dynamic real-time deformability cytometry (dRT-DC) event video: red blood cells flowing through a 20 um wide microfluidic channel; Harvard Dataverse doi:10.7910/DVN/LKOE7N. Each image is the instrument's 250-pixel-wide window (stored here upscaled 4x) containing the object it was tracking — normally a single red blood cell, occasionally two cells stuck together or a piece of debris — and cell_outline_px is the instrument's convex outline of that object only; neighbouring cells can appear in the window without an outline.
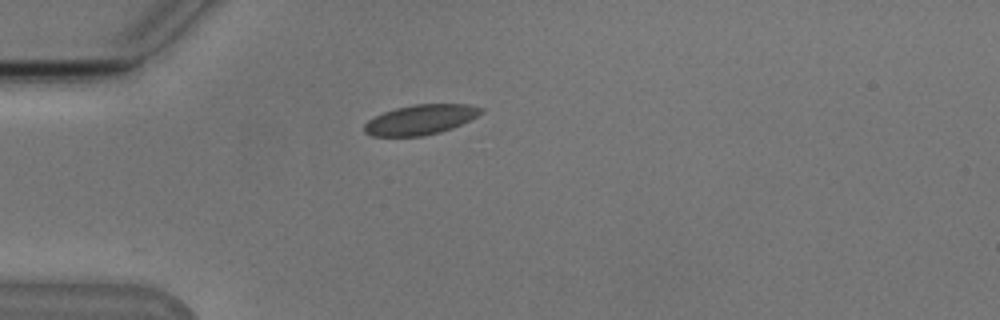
{"species": "Egyptian fruit bat (a non-hibernating species)", "species_latin": "Rousettus aegyptiacus", "temperature_condition": "cold", "stored_images_in_passage": 40, "camera_frame_rate_fps": 3000, "um_per_image_px": 0.085, "animal": {"sex": "male"}, "frame": {"image": 1, "passage_image": 1, "time_ms": 0.0, "image_size_px": [1000, 320], "cell_outline_px": [[484, 112], [452, 128], [440, 132], [420, 136], [372, 136], [364, 132], [364, 124], [368, 120], [384, 112], [396, 108], [412, 104], [468, 104], [484, 108]], "centroid_in_image_um": [35.74, 10.16], "position_along_channel_um": 49.3, "area_um2": 20.23}}
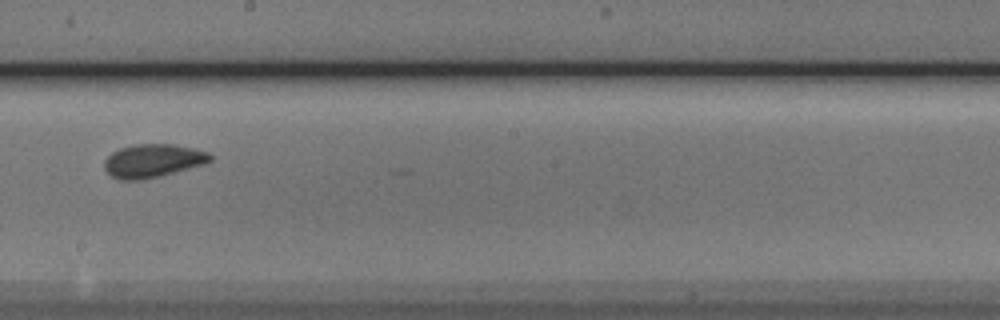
{"frame": {"image": 2, "passage_image": 17, "time_ms": 5.333, "image_size_px": [1000, 320], "cell_outline_px": [[212, 160], [204, 164], [160, 176], [144, 180], [120, 180], [112, 176], [104, 168], [104, 160], [112, 152], [120, 148], [136, 144], [172, 144], [196, 148], [208, 152], [212, 156]], "centroid_in_image_um": [13.0, 13.66], "position_along_channel_um": 235.2, "area_um2": 20.63}}
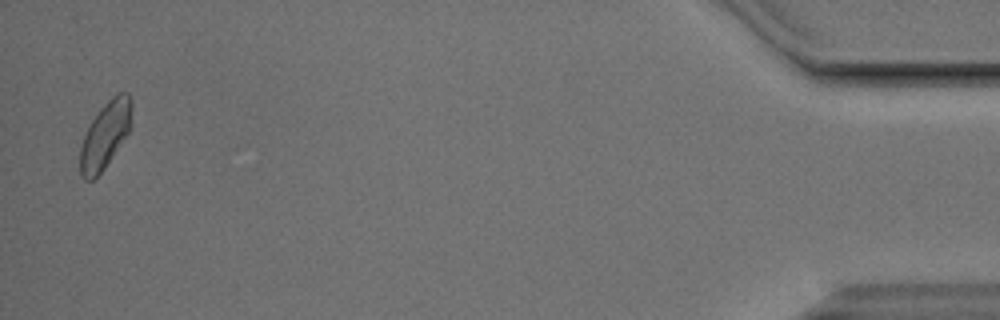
{"frame": {"image": 3, "passage_image": 39, "time_ms": 12.667, "image_size_px": [1000, 320], "cell_outline_px": [[132, 104], [128, 132], [104, 168], [92, 180], [84, 180], [80, 176], [80, 148], [84, 136], [92, 120], [100, 108], [112, 96], [120, 92], [128, 92], [132, 100]], "centroid_in_image_um": [8.92, 11.47], "position_along_channel_um": 426.3, "area_um2": 19.59}, "authors_computed_cell_mechanics": {"area_um2": 19.9988, "velocity_mm_per_s": 3.7951, "shape_relaxation_time_tau1_ms": 4.6298, "shape_relaxation_time_tau2_ms": null, "deformation_change_tau1": 0.0658, "deformation_change_tau2": null}}